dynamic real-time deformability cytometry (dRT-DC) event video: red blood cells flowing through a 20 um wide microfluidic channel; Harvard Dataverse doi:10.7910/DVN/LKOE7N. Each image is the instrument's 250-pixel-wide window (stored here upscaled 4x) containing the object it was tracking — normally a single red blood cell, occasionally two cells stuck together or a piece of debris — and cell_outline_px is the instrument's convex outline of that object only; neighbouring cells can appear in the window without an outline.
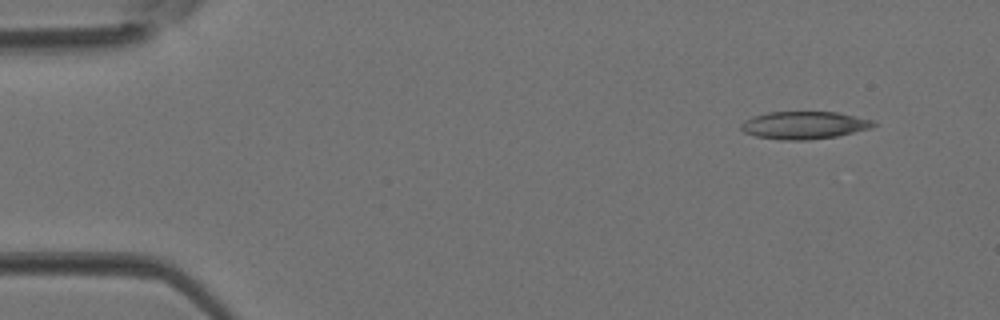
{"species": "Egyptian fruit bat (a non-hibernating species)", "species_latin": "Rousettus aegyptiacus", "temperature_condition": "room temperature", "stored_images_in_passage": 3, "camera_frame_rate_fps": 3000, "um_per_image_px": 0.085, "animal": {"sex": "female"}, "frame": {"image": 1, "passage_image": 1, "time_ms": 0.0, "image_size_px": [1000, 320], "cell_outline_px": [[876, 124], [872, 128], [836, 136], [808, 140], [784, 140], [756, 136], [744, 132], [740, 128], [740, 124], [744, 120], [752, 116], [768, 112], [836, 112], [872, 120]], "centroid_in_image_um": [68.32, 10.64], "position_along_channel_um": 16.7, "area_um2": 21.21}}